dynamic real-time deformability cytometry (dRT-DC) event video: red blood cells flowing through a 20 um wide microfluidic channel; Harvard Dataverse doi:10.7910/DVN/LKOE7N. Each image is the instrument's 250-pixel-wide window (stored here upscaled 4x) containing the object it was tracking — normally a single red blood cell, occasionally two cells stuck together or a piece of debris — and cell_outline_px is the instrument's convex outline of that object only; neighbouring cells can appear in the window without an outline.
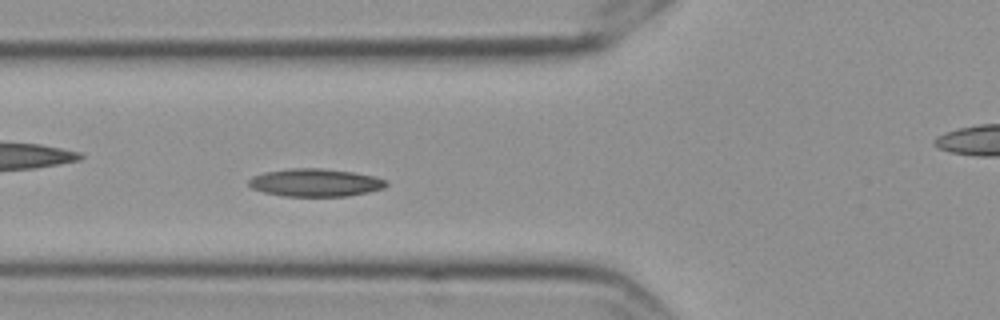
{"species": "Egyptian fruit bat (a non-hibernating species)", "species_latin": "Rousettus aegyptiacus", "temperature_condition": "cold", "stored_images_in_passage": 54, "camera_frame_rate_fps": 3000, "um_per_image_px": 0.085, "frame": {"image": 1, "passage_image": 17, "time_ms": 5.333, "image_size_px": [1000, 320], "cell_outline_px": [[388, 184], [384, 188], [368, 192], [348, 196], [284, 196], [264, 192], [252, 188], [248, 184], [248, 180], [252, 176], [264, 172], [288, 168], [320, 168], [352, 172], [376, 176], [388, 180]], "centroid_in_image_um": [26.81, 15.51], "position_along_channel_um": 99.0, "area_um2": 22.43}}
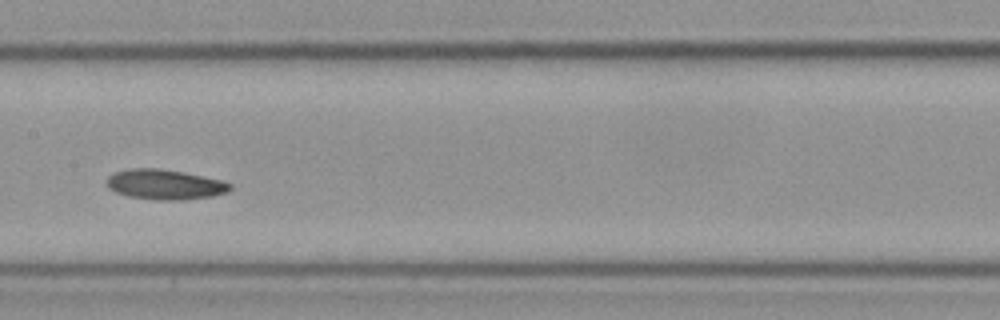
{"frame": {"image": 2, "passage_image": 25, "time_ms": 8.0, "image_size_px": [1000, 320], "cell_outline_px": [[232, 188], [228, 192], [212, 196], [184, 200], [156, 200], [128, 196], [116, 192], [108, 188], [108, 176], [112, 172], [132, 168], [160, 168], [184, 172], [220, 180], [232, 184]], "centroid_in_image_um": [14.01, 15.68], "position_along_channel_um": 193.4, "area_um2": 21.68}}
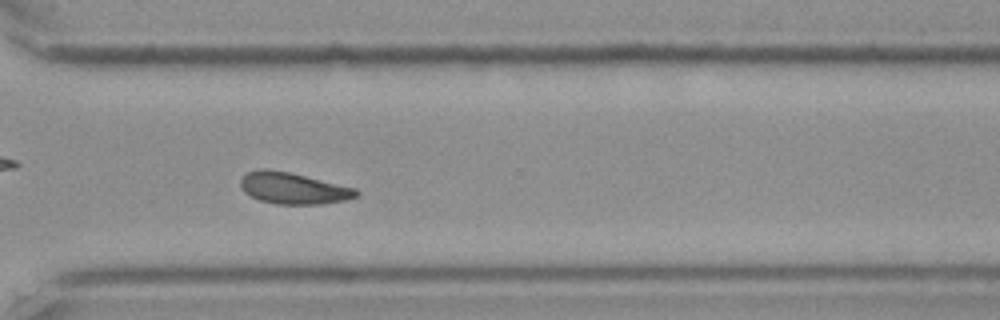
{"frame": {"image": 3, "passage_image": 38, "time_ms": 12.333, "image_size_px": [1000, 320], "cell_outline_px": [[360, 192], [356, 196], [344, 200], [320, 204], [276, 204], [260, 200], [244, 192], [240, 188], [240, 180], [248, 172], [260, 168], [264, 168], [288, 172], [356, 188]], "centroid_in_image_um": [24.9, 16.0], "position_along_channel_um": 345.7, "area_um2": 20.98}}